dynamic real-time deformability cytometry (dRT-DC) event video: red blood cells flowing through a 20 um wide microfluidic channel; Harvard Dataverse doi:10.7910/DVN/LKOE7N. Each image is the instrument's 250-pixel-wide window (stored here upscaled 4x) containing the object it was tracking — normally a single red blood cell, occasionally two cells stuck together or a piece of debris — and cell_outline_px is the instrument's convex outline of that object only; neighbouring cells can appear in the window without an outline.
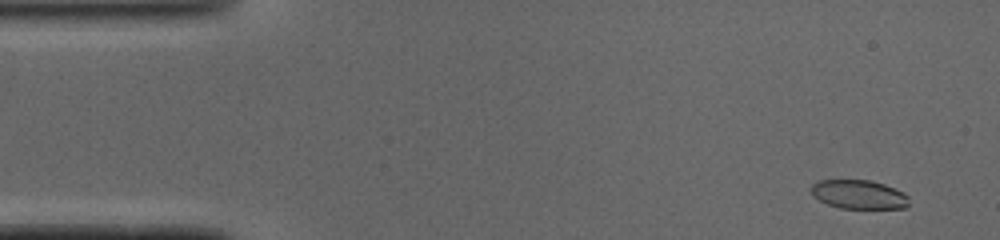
{"species": "common noctule bat (a hibernating species)", "species_latin": "Nyctalus noctula", "temperature_condition": "cold", "stored_images_in_passage": 49, "camera_frame_rate_fps": 3000, "um_per_image_px": 0.085, "animal": {"sex": "male", "body_mass_g": 19.0, "forearm_length_mm": 50.8}, "frame": {"image": 1, "passage_image": 3, "time_ms": 0.667, "image_size_px": [1000, 240], "cell_outline_px": [[908, 204], [904, 208], [840, 208], [828, 204], [820, 200], [812, 192], [812, 184], [816, 180], [868, 180], [884, 184], [904, 192], [908, 196]], "centroid_in_image_um": [73.02, 16.52], "position_along_channel_um": 12.0, "area_um2": 16.3}}
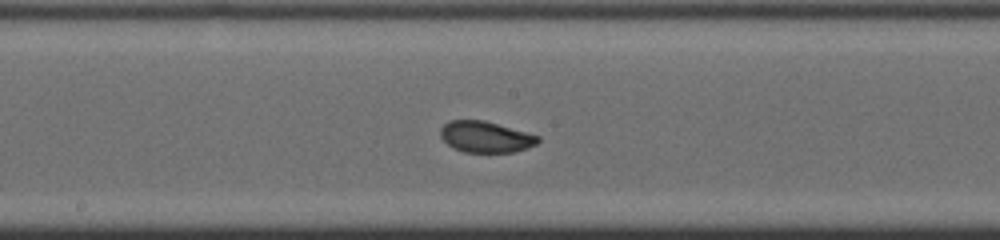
{"frame": {"image": 2, "passage_image": 25, "time_ms": 8.0, "image_size_px": [1000, 240], "cell_outline_px": [[540, 140], [536, 144], [528, 148], [512, 152], [464, 152], [448, 144], [440, 136], [440, 128], [448, 120], [484, 120], [540, 136]], "centroid_in_image_um": [41.28, 11.63], "position_along_channel_um": 206.9, "area_um2": 17.63}}
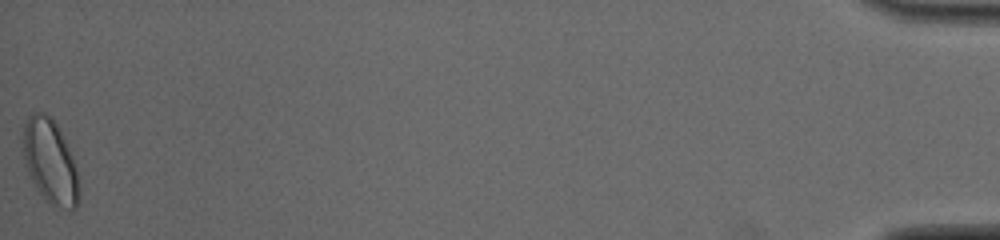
{"frame": {"image": 3, "passage_image": 49, "time_ms": 16.0, "image_size_px": [1000, 240], "cell_outline_px": [[80, 200], [76, 208], [52, 208], [36, 188], [28, 172], [24, 156], [24, 120], [28, 116], [36, 112], [44, 112], [52, 116], [72, 156], [76, 168], [80, 188]], "centroid_in_image_um": [4.29, 13.77], "position_along_channel_um": 430.9, "area_um2": 27.46}, "authors_computed_cell_mechanics": {"area_um2": 18.1492, "velocity_mm_per_s": 4.0985, "shape_relaxation_time_tau1_ms": 7.8793, "shape_relaxation_time_tau2_ms": 1.2133, "deformation_change_tau1": 0.1904, "deformation_change_tau2": 0.0533}}